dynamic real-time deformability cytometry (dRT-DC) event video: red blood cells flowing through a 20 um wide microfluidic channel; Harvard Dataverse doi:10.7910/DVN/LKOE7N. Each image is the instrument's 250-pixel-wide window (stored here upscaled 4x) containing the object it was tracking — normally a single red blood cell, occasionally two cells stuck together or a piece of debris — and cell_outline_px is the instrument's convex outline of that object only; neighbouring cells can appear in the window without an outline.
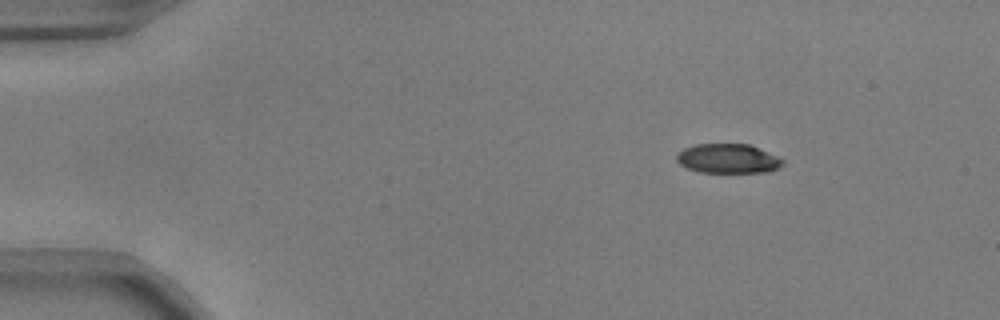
{"species": "common noctule bat (a hibernating species)", "species_latin": "Nyctalus noctula", "temperature_condition": "warm", "stored_images_in_passage": 48, "camera_frame_rate_fps": 3000, "um_per_image_px": 0.085, "animal": {"sex": "male", "body_mass_g": 17.9, "forearm_length_mm": 54.2}, "frame": {"image": 1, "passage_image": 1, "time_ms": 0.0, "image_size_px": [1000, 320], "cell_outline_px": [[784, 164], [768, 172], [700, 172], [688, 168], [680, 164], [676, 160], [676, 156], [684, 148], [696, 144], [748, 144], [776, 156], [784, 160]], "centroid_in_image_um": [61.86, 13.48], "position_along_channel_um": 23.1, "area_um2": 17.92}}
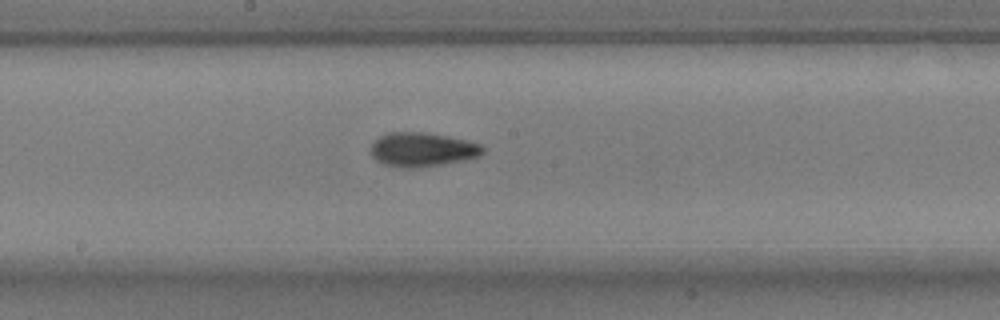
{"frame": {"image": 2, "passage_image": 23, "time_ms": 7.333, "image_size_px": [1000, 320], "cell_outline_px": [[484, 152], [480, 156], [464, 160], [416, 168], [408, 168], [384, 164], [376, 160], [372, 156], [372, 144], [380, 136], [388, 132], [424, 132], [448, 136], [480, 144], [484, 148]], "centroid_in_image_um": [35.9, 12.71], "position_along_channel_um": 212.3, "area_um2": 22.02}}
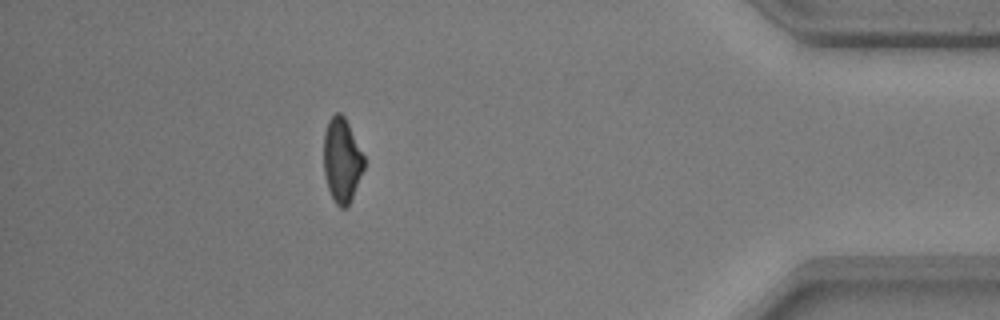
{"frame": {"image": 3, "passage_image": 42, "time_ms": 13.667, "image_size_px": [1000, 320], "cell_outline_px": [[364, 168], [348, 208], [340, 208], [336, 204], [328, 188], [324, 176], [324, 132], [328, 120], [336, 112], [340, 112], [344, 116], [364, 156]], "centroid_in_image_um": [29.05, 13.63], "position_along_channel_um": 406.2, "area_um2": 19.77}, "authors_computed_cell_mechanics": {"area_um2": 20.7502, "velocity_mm_per_s": 3.7352, "shape_relaxation_time_tau1_ms": 3.485, "shape_relaxation_time_tau2_ms": 1.9575, "deformation_change_tau1": 0.1332, "deformation_change_tau2": 0.063}}